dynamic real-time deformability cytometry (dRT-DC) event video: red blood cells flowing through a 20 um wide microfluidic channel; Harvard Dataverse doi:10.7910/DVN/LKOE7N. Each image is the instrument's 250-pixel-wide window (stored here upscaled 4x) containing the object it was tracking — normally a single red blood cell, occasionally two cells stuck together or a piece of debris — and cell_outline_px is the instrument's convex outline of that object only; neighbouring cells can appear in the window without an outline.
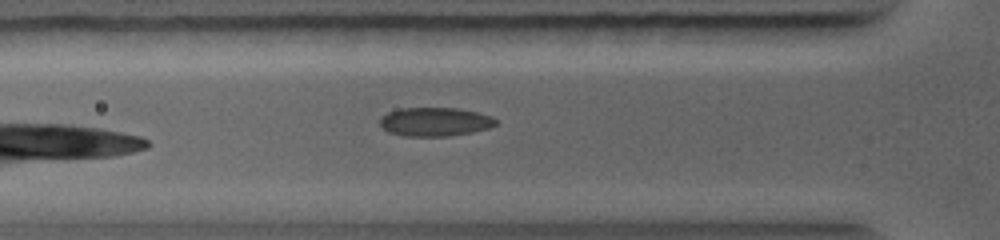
{"species": "common noctule bat (a hibernating species)", "species_latin": "Nyctalus noctula", "temperature_condition": "warm", "stored_images_in_passage": 33, "camera_frame_rate_fps": 5000, "um_per_image_px": 0.085, "animal": {"sex": "female", "body_mass_g": 19.0, "forearm_length_mm": 56.7}, "frame": {"image": 1, "passage_image": 7, "time_ms": 1.2, "image_size_px": [1000, 240], "cell_outline_px": [[496, 124], [488, 128], [472, 132], [448, 136], [404, 136], [388, 132], [380, 124], [380, 116], [388, 112], [400, 108], [456, 108], [476, 112], [492, 116], [496, 120]], "centroid_in_image_um": [36.94, 10.35], "position_along_channel_um": 88.9, "area_um2": 19.36}}
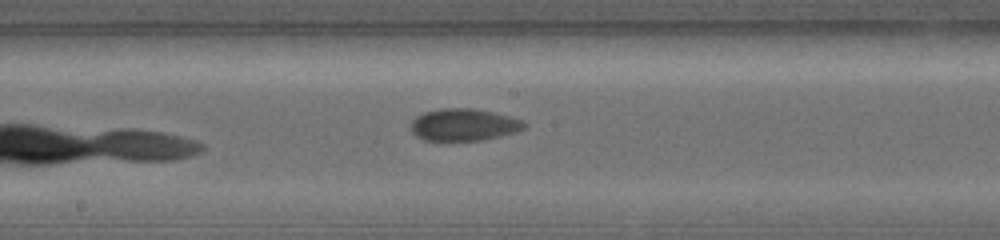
{"frame": {"image": 2, "passage_image": 18, "time_ms": 3.6, "image_size_px": [1000, 240], "cell_outline_px": [[528, 124], [524, 128], [516, 132], [484, 140], [424, 140], [416, 136], [412, 132], [412, 120], [416, 116], [424, 112], [440, 108], [472, 108], [492, 112], [524, 120]], "centroid_in_image_um": [39.44, 10.6], "position_along_channel_um": 208.8, "area_um2": 21.21}}
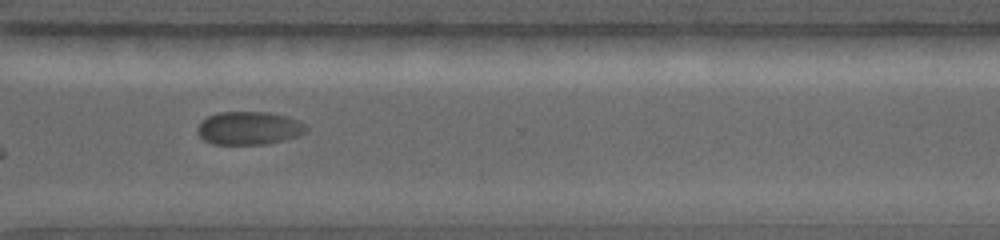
{"frame": {"image": 3, "passage_image": 31, "time_ms": 6.4, "image_size_px": [1000, 240], "cell_outline_px": [[308, 128], [300, 136], [284, 140], [264, 144], [212, 144], [204, 140], [196, 132], [196, 128], [200, 120], [216, 112], [268, 112], [288, 116], [300, 120]], "centroid_in_image_um": [21.14, 10.88], "position_along_channel_um": 349.5, "area_um2": 21.33}}